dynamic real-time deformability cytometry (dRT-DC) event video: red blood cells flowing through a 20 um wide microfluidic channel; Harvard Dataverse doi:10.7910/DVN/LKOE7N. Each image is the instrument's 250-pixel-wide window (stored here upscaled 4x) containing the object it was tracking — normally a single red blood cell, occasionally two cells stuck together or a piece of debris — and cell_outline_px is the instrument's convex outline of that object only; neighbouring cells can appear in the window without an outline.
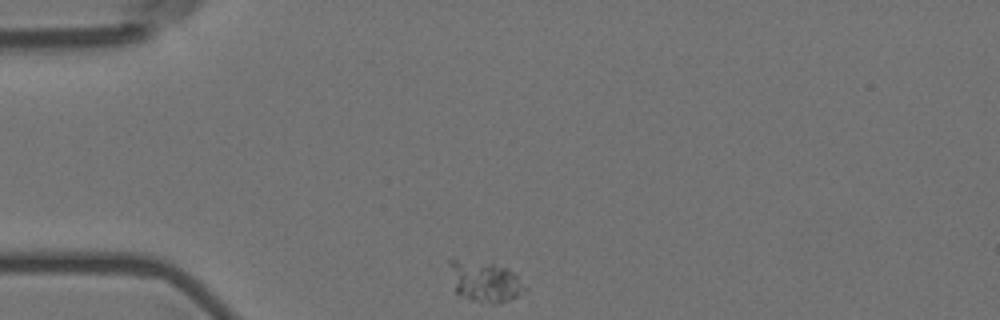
{"species": "Egyptian fruit bat (a non-hibernating species)", "species_latin": "Rousettus aegyptiacus", "temperature_condition": "room temperature", "stored_images_in_passage": 3, "camera_frame_rate_fps": 3000, "um_per_image_px": 0.085, "animal": {"sex": "female"}, "frame": {"image": 1, "passage_image": 1, "time_ms": 0.0, "image_size_px": [1000, 320], "cell_outline_px": [[528, 288], [516, 296], [508, 300], [496, 304], [492, 304], [468, 300], [456, 292], [448, 264], [448, 260], [492, 260], [508, 268]], "centroid_in_image_um": [41.21, 23.89], "position_along_channel_um": 43.8, "area_um2": 18.26}}
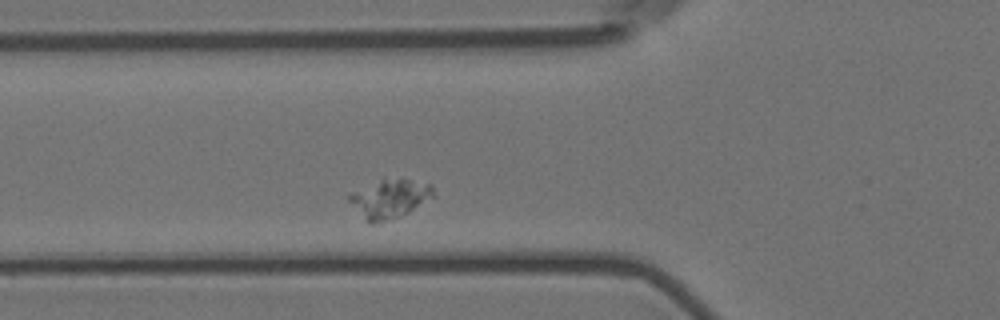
{"frame": {"image": 2, "passage_image": 3, "time_ms": 0.667, "image_size_px": [1000, 320], "cell_outline_px": [[436, 196], [408, 212], [400, 216], [376, 224], [368, 224], [364, 220], [348, 200], [348, 196], [352, 192], [384, 176], [432, 184]], "centroid_in_image_um": [33.11, 16.87], "position_along_channel_um": 92.7, "area_um2": 19.36}}